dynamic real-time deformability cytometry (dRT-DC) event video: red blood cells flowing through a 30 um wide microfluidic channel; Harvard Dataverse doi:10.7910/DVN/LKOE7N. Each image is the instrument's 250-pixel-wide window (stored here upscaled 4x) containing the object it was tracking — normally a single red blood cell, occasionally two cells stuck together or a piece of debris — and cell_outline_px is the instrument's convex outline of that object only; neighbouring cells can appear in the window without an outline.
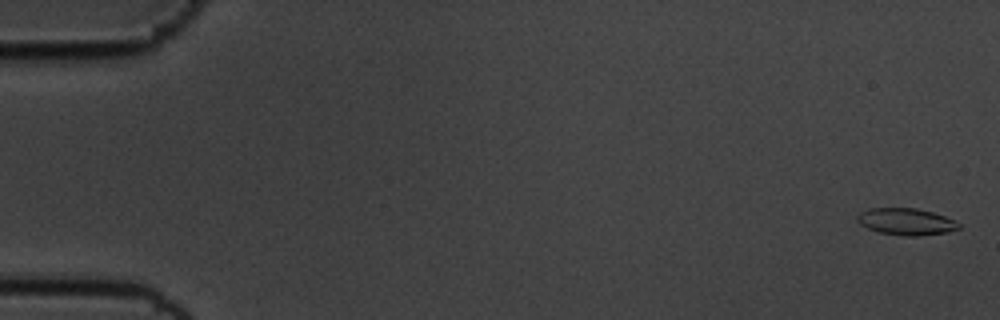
{"species": "common noctule bat (a hibernating species)", "species_latin": "Nyctalus noctula", "temperature_condition": "cold", "stored_images_in_passage": 58, "camera_frame_rate_fps": 3000, "um_per_image_px": 0.085, "animal": {"sex": "male", "body_mass_g": 19.5, "forearm_length_mm": 54.6}, "frame": {"image": 1, "passage_image": 2, "time_ms": 0.333, "image_size_px": [1000, 320], "cell_outline_px": [[960, 228], [948, 232], [916, 236], [904, 236], [880, 232], [868, 228], [860, 224], [856, 220], [856, 216], [860, 212], [868, 208], [916, 208], [932, 212], [944, 216], [960, 224]], "centroid_in_image_um": [76.99, 18.83], "position_along_channel_um": 8.0, "area_um2": 15.78}}
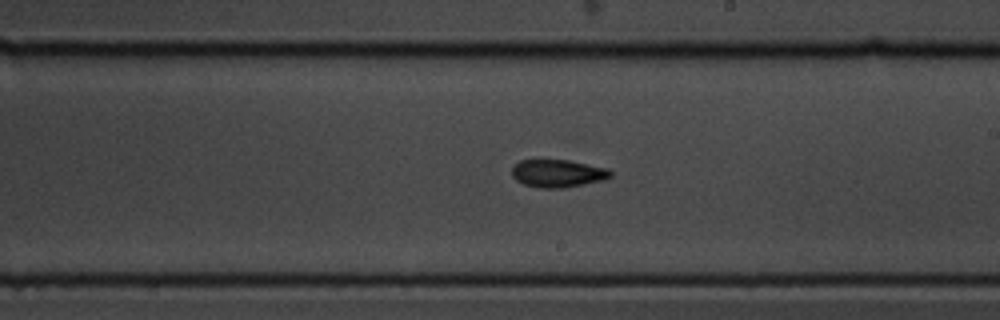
{"frame": {"image": 2, "passage_image": 34, "time_ms": 11.0, "image_size_px": [1000, 320], "cell_outline_px": [[612, 176], [604, 180], [564, 188], [540, 188], [524, 184], [516, 180], [512, 176], [512, 168], [520, 160], [568, 160], [608, 168], [612, 172]], "centroid_in_image_um": [47.43, 14.74], "position_along_channel_um": 241.6, "area_um2": 15.95}}
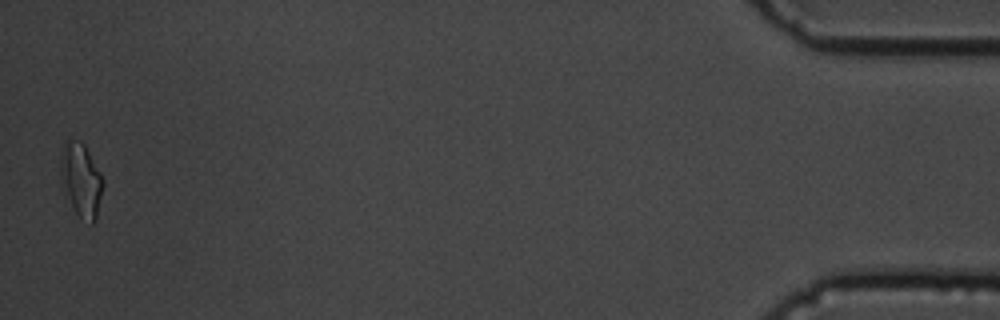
{"frame": {"image": 3, "passage_image": 57, "time_ms": 18.667, "image_size_px": [1000, 320], "cell_outline_px": [[104, 184], [96, 220], [92, 224], [80, 216], [76, 212], [60, 188], [60, 160], [64, 144], [68, 136], [80, 140], [84, 144], [100, 172], [104, 180]], "centroid_in_image_um": [6.87, 15.26], "position_along_channel_um": 428.3, "area_um2": 18.61}, "authors_computed_cell_mechanics": {"area_um2": 16.184, "velocity_mm_per_s": 3.5628, "shape_relaxation_time_tau1_ms": 3.0034, "shape_relaxation_time_tau2_ms": 3.6932, "deformation_change_tau1": 0.1119, "deformation_change_tau2": 0.1047}}